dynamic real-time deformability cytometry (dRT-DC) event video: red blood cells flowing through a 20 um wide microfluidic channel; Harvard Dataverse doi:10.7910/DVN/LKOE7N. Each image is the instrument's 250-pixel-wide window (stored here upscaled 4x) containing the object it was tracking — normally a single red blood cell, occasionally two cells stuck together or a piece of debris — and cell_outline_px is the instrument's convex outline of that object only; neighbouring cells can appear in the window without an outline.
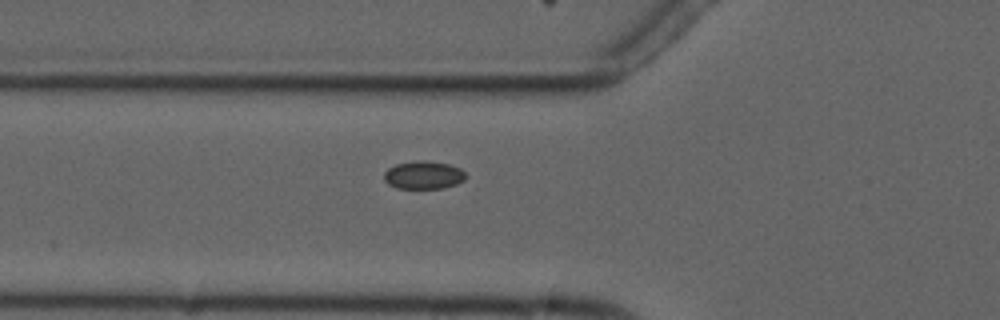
{"species": "common noctule bat (a hibernating species)", "species_latin": "Nyctalus noctula", "temperature_condition": "cold", "stored_images_in_passage": 4, "camera_frame_rate_fps": 3000, "um_per_image_px": 0.085, "animal": {"sex": "male", "forearm_length_mm": 52.5}, "frame": {"image": 1, "passage_image": 4, "time_ms": 6.0, "image_size_px": [1000, 320], "cell_outline_px": [[468, 176], [464, 180], [456, 184], [440, 188], [396, 188], [388, 184], [384, 180], [384, 172], [388, 168], [396, 164], [424, 160], [448, 164], [460, 168]], "centroid_in_image_um": [36.0, 14.88], "position_along_channel_um": 89.8, "area_um2": 13.24}}